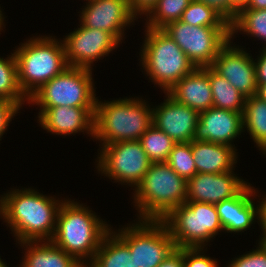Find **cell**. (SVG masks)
Masks as SVG:
<instances>
[{
    "label": "cell",
    "mask_w": 266,
    "mask_h": 267,
    "mask_svg": "<svg viewBox=\"0 0 266 267\" xmlns=\"http://www.w3.org/2000/svg\"><path fill=\"white\" fill-rule=\"evenodd\" d=\"M34 188L11 189L0 196V216L16 242L50 241L55 233L61 203Z\"/></svg>",
    "instance_id": "6da1fadb"
},
{
    "label": "cell",
    "mask_w": 266,
    "mask_h": 267,
    "mask_svg": "<svg viewBox=\"0 0 266 267\" xmlns=\"http://www.w3.org/2000/svg\"><path fill=\"white\" fill-rule=\"evenodd\" d=\"M93 212L75 199L64 198L58 210L55 233L50 240L84 266L93 259L112 228Z\"/></svg>",
    "instance_id": "7a4b0ae2"
},
{
    "label": "cell",
    "mask_w": 266,
    "mask_h": 267,
    "mask_svg": "<svg viewBox=\"0 0 266 267\" xmlns=\"http://www.w3.org/2000/svg\"><path fill=\"white\" fill-rule=\"evenodd\" d=\"M137 98L126 97L104 102L96 99L94 138L101 146L139 140L153 125L152 108L142 97Z\"/></svg>",
    "instance_id": "3957f363"
},
{
    "label": "cell",
    "mask_w": 266,
    "mask_h": 267,
    "mask_svg": "<svg viewBox=\"0 0 266 267\" xmlns=\"http://www.w3.org/2000/svg\"><path fill=\"white\" fill-rule=\"evenodd\" d=\"M13 52L18 84L27 98L69 67L63 41H58L55 36H33Z\"/></svg>",
    "instance_id": "277c9868"
},
{
    "label": "cell",
    "mask_w": 266,
    "mask_h": 267,
    "mask_svg": "<svg viewBox=\"0 0 266 267\" xmlns=\"http://www.w3.org/2000/svg\"><path fill=\"white\" fill-rule=\"evenodd\" d=\"M187 181L166 162H153L134 190L139 220H163L175 207L186 202Z\"/></svg>",
    "instance_id": "5b68a950"
},
{
    "label": "cell",
    "mask_w": 266,
    "mask_h": 267,
    "mask_svg": "<svg viewBox=\"0 0 266 267\" xmlns=\"http://www.w3.org/2000/svg\"><path fill=\"white\" fill-rule=\"evenodd\" d=\"M140 65L149 80L166 93L196 67L183 50L162 29L145 28Z\"/></svg>",
    "instance_id": "8992f818"
},
{
    "label": "cell",
    "mask_w": 266,
    "mask_h": 267,
    "mask_svg": "<svg viewBox=\"0 0 266 267\" xmlns=\"http://www.w3.org/2000/svg\"><path fill=\"white\" fill-rule=\"evenodd\" d=\"M176 248H197L223 232L214 204L186 201L175 207L163 220Z\"/></svg>",
    "instance_id": "52a82bcc"
},
{
    "label": "cell",
    "mask_w": 266,
    "mask_h": 267,
    "mask_svg": "<svg viewBox=\"0 0 266 267\" xmlns=\"http://www.w3.org/2000/svg\"><path fill=\"white\" fill-rule=\"evenodd\" d=\"M92 75L91 69L68 67L36 90L28 98V104L40 108H95L97 97Z\"/></svg>",
    "instance_id": "ba28073f"
},
{
    "label": "cell",
    "mask_w": 266,
    "mask_h": 267,
    "mask_svg": "<svg viewBox=\"0 0 266 267\" xmlns=\"http://www.w3.org/2000/svg\"><path fill=\"white\" fill-rule=\"evenodd\" d=\"M122 226L115 233L128 245L139 267H157L175 248L162 220H139Z\"/></svg>",
    "instance_id": "9c48e42d"
},
{
    "label": "cell",
    "mask_w": 266,
    "mask_h": 267,
    "mask_svg": "<svg viewBox=\"0 0 266 267\" xmlns=\"http://www.w3.org/2000/svg\"><path fill=\"white\" fill-rule=\"evenodd\" d=\"M195 67H210L219 50L230 40V26H195L180 20L162 28Z\"/></svg>",
    "instance_id": "30bf717a"
},
{
    "label": "cell",
    "mask_w": 266,
    "mask_h": 267,
    "mask_svg": "<svg viewBox=\"0 0 266 267\" xmlns=\"http://www.w3.org/2000/svg\"><path fill=\"white\" fill-rule=\"evenodd\" d=\"M97 172L121 185L134 187L141 183L152 163L139 140L119 141L99 147Z\"/></svg>",
    "instance_id": "8fae6325"
},
{
    "label": "cell",
    "mask_w": 266,
    "mask_h": 267,
    "mask_svg": "<svg viewBox=\"0 0 266 267\" xmlns=\"http://www.w3.org/2000/svg\"><path fill=\"white\" fill-rule=\"evenodd\" d=\"M69 67L93 69L95 61L108 56L120 42L109 32L83 26L63 38Z\"/></svg>",
    "instance_id": "7c38bea8"
},
{
    "label": "cell",
    "mask_w": 266,
    "mask_h": 267,
    "mask_svg": "<svg viewBox=\"0 0 266 267\" xmlns=\"http://www.w3.org/2000/svg\"><path fill=\"white\" fill-rule=\"evenodd\" d=\"M86 1V6L80 11V23L88 28L109 32L122 44L125 28L135 25V20L139 18L131 10L128 0Z\"/></svg>",
    "instance_id": "4fadbf2b"
},
{
    "label": "cell",
    "mask_w": 266,
    "mask_h": 267,
    "mask_svg": "<svg viewBox=\"0 0 266 267\" xmlns=\"http://www.w3.org/2000/svg\"><path fill=\"white\" fill-rule=\"evenodd\" d=\"M231 39L219 50L212 68L246 98L257 94L255 61L245 48L232 46Z\"/></svg>",
    "instance_id": "5bb4252c"
},
{
    "label": "cell",
    "mask_w": 266,
    "mask_h": 267,
    "mask_svg": "<svg viewBox=\"0 0 266 267\" xmlns=\"http://www.w3.org/2000/svg\"><path fill=\"white\" fill-rule=\"evenodd\" d=\"M166 99L153 106V125L172 138L175 143H189L194 139L199 112L178 103L167 93Z\"/></svg>",
    "instance_id": "9a60e30c"
},
{
    "label": "cell",
    "mask_w": 266,
    "mask_h": 267,
    "mask_svg": "<svg viewBox=\"0 0 266 267\" xmlns=\"http://www.w3.org/2000/svg\"><path fill=\"white\" fill-rule=\"evenodd\" d=\"M248 183L234 171L225 173H196L187 180L186 201L218 204L235 197Z\"/></svg>",
    "instance_id": "2e32d148"
},
{
    "label": "cell",
    "mask_w": 266,
    "mask_h": 267,
    "mask_svg": "<svg viewBox=\"0 0 266 267\" xmlns=\"http://www.w3.org/2000/svg\"><path fill=\"white\" fill-rule=\"evenodd\" d=\"M243 132L242 113L211 107L199 113L193 140L235 147L234 140Z\"/></svg>",
    "instance_id": "e0dca14e"
},
{
    "label": "cell",
    "mask_w": 266,
    "mask_h": 267,
    "mask_svg": "<svg viewBox=\"0 0 266 267\" xmlns=\"http://www.w3.org/2000/svg\"><path fill=\"white\" fill-rule=\"evenodd\" d=\"M39 110L37 121L47 132L65 137L86 132L94 139L95 108L55 106Z\"/></svg>",
    "instance_id": "ac0fdd59"
},
{
    "label": "cell",
    "mask_w": 266,
    "mask_h": 267,
    "mask_svg": "<svg viewBox=\"0 0 266 267\" xmlns=\"http://www.w3.org/2000/svg\"><path fill=\"white\" fill-rule=\"evenodd\" d=\"M251 185L248 183L235 197L215 204L220 223L227 233H242L258 220V207L254 202L258 190Z\"/></svg>",
    "instance_id": "d6986e66"
},
{
    "label": "cell",
    "mask_w": 266,
    "mask_h": 267,
    "mask_svg": "<svg viewBox=\"0 0 266 267\" xmlns=\"http://www.w3.org/2000/svg\"><path fill=\"white\" fill-rule=\"evenodd\" d=\"M178 103L199 113L213 107L209 67H197L166 92Z\"/></svg>",
    "instance_id": "ffe728a7"
},
{
    "label": "cell",
    "mask_w": 266,
    "mask_h": 267,
    "mask_svg": "<svg viewBox=\"0 0 266 267\" xmlns=\"http://www.w3.org/2000/svg\"><path fill=\"white\" fill-rule=\"evenodd\" d=\"M196 173H225L234 171L238 153L236 147L208 141H191Z\"/></svg>",
    "instance_id": "44dd1931"
},
{
    "label": "cell",
    "mask_w": 266,
    "mask_h": 267,
    "mask_svg": "<svg viewBox=\"0 0 266 267\" xmlns=\"http://www.w3.org/2000/svg\"><path fill=\"white\" fill-rule=\"evenodd\" d=\"M19 244L25 250L19 267H85L51 241H24Z\"/></svg>",
    "instance_id": "7402d4cb"
},
{
    "label": "cell",
    "mask_w": 266,
    "mask_h": 267,
    "mask_svg": "<svg viewBox=\"0 0 266 267\" xmlns=\"http://www.w3.org/2000/svg\"><path fill=\"white\" fill-rule=\"evenodd\" d=\"M85 267H139L128 245L111 230L103 238L93 259Z\"/></svg>",
    "instance_id": "603a6c76"
},
{
    "label": "cell",
    "mask_w": 266,
    "mask_h": 267,
    "mask_svg": "<svg viewBox=\"0 0 266 267\" xmlns=\"http://www.w3.org/2000/svg\"><path fill=\"white\" fill-rule=\"evenodd\" d=\"M243 131L245 129L250 138L257 145L259 151L266 155V100L257 95L246 98L242 113Z\"/></svg>",
    "instance_id": "cb8c5ba5"
},
{
    "label": "cell",
    "mask_w": 266,
    "mask_h": 267,
    "mask_svg": "<svg viewBox=\"0 0 266 267\" xmlns=\"http://www.w3.org/2000/svg\"><path fill=\"white\" fill-rule=\"evenodd\" d=\"M209 82L213 107L243 113L246 97L211 66L209 67Z\"/></svg>",
    "instance_id": "d4e9b609"
},
{
    "label": "cell",
    "mask_w": 266,
    "mask_h": 267,
    "mask_svg": "<svg viewBox=\"0 0 266 267\" xmlns=\"http://www.w3.org/2000/svg\"><path fill=\"white\" fill-rule=\"evenodd\" d=\"M8 57H0V98L15 103L20 109L28 103V98L18 84L17 61L14 52Z\"/></svg>",
    "instance_id": "484cf974"
},
{
    "label": "cell",
    "mask_w": 266,
    "mask_h": 267,
    "mask_svg": "<svg viewBox=\"0 0 266 267\" xmlns=\"http://www.w3.org/2000/svg\"><path fill=\"white\" fill-rule=\"evenodd\" d=\"M238 32L256 37L262 40L261 43L264 41L263 48H266V9L241 10L230 24V39H233Z\"/></svg>",
    "instance_id": "4316f807"
},
{
    "label": "cell",
    "mask_w": 266,
    "mask_h": 267,
    "mask_svg": "<svg viewBox=\"0 0 266 267\" xmlns=\"http://www.w3.org/2000/svg\"><path fill=\"white\" fill-rule=\"evenodd\" d=\"M192 0H157L145 14L146 26L152 29H162L168 23L181 19L182 13Z\"/></svg>",
    "instance_id": "83f0119b"
},
{
    "label": "cell",
    "mask_w": 266,
    "mask_h": 267,
    "mask_svg": "<svg viewBox=\"0 0 266 267\" xmlns=\"http://www.w3.org/2000/svg\"><path fill=\"white\" fill-rule=\"evenodd\" d=\"M148 159L153 162H166L175 141L155 125H152L139 139Z\"/></svg>",
    "instance_id": "f1b7e54d"
},
{
    "label": "cell",
    "mask_w": 266,
    "mask_h": 267,
    "mask_svg": "<svg viewBox=\"0 0 266 267\" xmlns=\"http://www.w3.org/2000/svg\"><path fill=\"white\" fill-rule=\"evenodd\" d=\"M180 21L195 26H230L213 8L196 0L190 2Z\"/></svg>",
    "instance_id": "f546056e"
},
{
    "label": "cell",
    "mask_w": 266,
    "mask_h": 267,
    "mask_svg": "<svg viewBox=\"0 0 266 267\" xmlns=\"http://www.w3.org/2000/svg\"><path fill=\"white\" fill-rule=\"evenodd\" d=\"M166 163L186 181L196 174V166L191 150V142L176 143Z\"/></svg>",
    "instance_id": "4dcf8cb0"
},
{
    "label": "cell",
    "mask_w": 266,
    "mask_h": 267,
    "mask_svg": "<svg viewBox=\"0 0 266 267\" xmlns=\"http://www.w3.org/2000/svg\"><path fill=\"white\" fill-rule=\"evenodd\" d=\"M203 247L183 248L184 267H219L216 259L205 256Z\"/></svg>",
    "instance_id": "1f68e13d"
},
{
    "label": "cell",
    "mask_w": 266,
    "mask_h": 267,
    "mask_svg": "<svg viewBox=\"0 0 266 267\" xmlns=\"http://www.w3.org/2000/svg\"><path fill=\"white\" fill-rule=\"evenodd\" d=\"M259 246L248 253L232 259L227 267H266V251Z\"/></svg>",
    "instance_id": "d6a6232c"
},
{
    "label": "cell",
    "mask_w": 266,
    "mask_h": 267,
    "mask_svg": "<svg viewBox=\"0 0 266 267\" xmlns=\"http://www.w3.org/2000/svg\"><path fill=\"white\" fill-rule=\"evenodd\" d=\"M19 111L20 108L15 103L0 98V140L10 126L9 123Z\"/></svg>",
    "instance_id": "836d02e7"
},
{
    "label": "cell",
    "mask_w": 266,
    "mask_h": 267,
    "mask_svg": "<svg viewBox=\"0 0 266 267\" xmlns=\"http://www.w3.org/2000/svg\"><path fill=\"white\" fill-rule=\"evenodd\" d=\"M213 8L218 12L229 24L237 17V12L229 5V0H196Z\"/></svg>",
    "instance_id": "e575fe53"
},
{
    "label": "cell",
    "mask_w": 266,
    "mask_h": 267,
    "mask_svg": "<svg viewBox=\"0 0 266 267\" xmlns=\"http://www.w3.org/2000/svg\"><path fill=\"white\" fill-rule=\"evenodd\" d=\"M260 50L257 60H254L257 84L266 83V48Z\"/></svg>",
    "instance_id": "d590c367"
},
{
    "label": "cell",
    "mask_w": 266,
    "mask_h": 267,
    "mask_svg": "<svg viewBox=\"0 0 266 267\" xmlns=\"http://www.w3.org/2000/svg\"><path fill=\"white\" fill-rule=\"evenodd\" d=\"M157 267H184L183 248H175Z\"/></svg>",
    "instance_id": "8d00e7d4"
},
{
    "label": "cell",
    "mask_w": 266,
    "mask_h": 267,
    "mask_svg": "<svg viewBox=\"0 0 266 267\" xmlns=\"http://www.w3.org/2000/svg\"><path fill=\"white\" fill-rule=\"evenodd\" d=\"M157 0H128L131 10L139 17H143Z\"/></svg>",
    "instance_id": "74e56055"
},
{
    "label": "cell",
    "mask_w": 266,
    "mask_h": 267,
    "mask_svg": "<svg viewBox=\"0 0 266 267\" xmlns=\"http://www.w3.org/2000/svg\"><path fill=\"white\" fill-rule=\"evenodd\" d=\"M263 197V198H262ZM261 198H259V201H257L259 204L258 207V220L257 223L260 224L261 231H266V194L262 195ZM261 201V202H260Z\"/></svg>",
    "instance_id": "f35d334b"
},
{
    "label": "cell",
    "mask_w": 266,
    "mask_h": 267,
    "mask_svg": "<svg viewBox=\"0 0 266 267\" xmlns=\"http://www.w3.org/2000/svg\"><path fill=\"white\" fill-rule=\"evenodd\" d=\"M245 9H266V0H248Z\"/></svg>",
    "instance_id": "ab89813d"
},
{
    "label": "cell",
    "mask_w": 266,
    "mask_h": 267,
    "mask_svg": "<svg viewBox=\"0 0 266 267\" xmlns=\"http://www.w3.org/2000/svg\"><path fill=\"white\" fill-rule=\"evenodd\" d=\"M248 0H229V5L239 13L241 10L245 9Z\"/></svg>",
    "instance_id": "60d3db41"
},
{
    "label": "cell",
    "mask_w": 266,
    "mask_h": 267,
    "mask_svg": "<svg viewBox=\"0 0 266 267\" xmlns=\"http://www.w3.org/2000/svg\"><path fill=\"white\" fill-rule=\"evenodd\" d=\"M256 95L262 98L263 100H266V83L258 84Z\"/></svg>",
    "instance_id": "b9f144b4"
},
{
    "label": "cell",
    "mask_w": 266,
    "mask_h": 267,
    "mask_svg": "<svg viewBox=\"0 0 266 267\" xmlns=\"http://www.w3.org/2000/svg\"><path fill=\"white\" fill-rule=\"evenodd\" d=\"M261 239L258 240V244H260L263 249L266 251V231H262Z\"/></svg>",
    "instance_id": "7bdbcfd3"
},
{
    "label": "cell",
    "mask_w": 266,
    "mask_h": 267,
    "mask_svg": "<svg viewBox=\"0 0 266 267\" xmlns=\"http://www.w3.org/2000/svg\"><path fill=\"white\" fill-rule=\"evenodd\" d=\"M4 21H5V17L0 7V31H2L3 28L5 27Z\"/></svg>",
    "instance_id": "ee69618b"
},
{
    "label": "cell",
    "mask_w": 266,
    "mask_h": 267,
    "mask_svg": "<svg viewBox=\"0 0 266 267\" xmlns=\"http://www.w3.org/2000/svg\"><path fill=\"white\" fill-rule=\"evenodd\" d=\"M0 267H9V265H7V263H5L4 260L3 261L1 260V257H0Z\"/></svg>",
    "instance_id": "f6af8a7d"
}]
</instances>
